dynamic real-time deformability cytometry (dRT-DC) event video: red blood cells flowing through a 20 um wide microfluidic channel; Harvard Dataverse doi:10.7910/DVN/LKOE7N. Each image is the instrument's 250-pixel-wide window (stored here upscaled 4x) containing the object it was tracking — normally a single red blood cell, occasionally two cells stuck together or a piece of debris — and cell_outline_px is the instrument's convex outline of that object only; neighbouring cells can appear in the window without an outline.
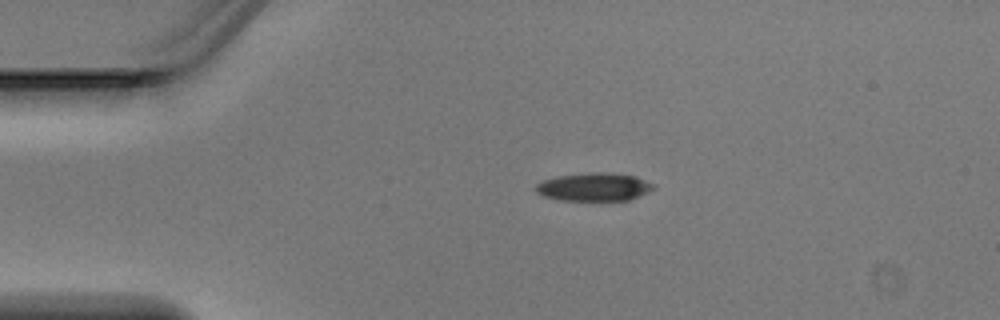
{"species": "Egyptian fruit bat (a non-hibernating species)", "species_latin": "Rousettus aegyptiacus", "temperature_condition": "warm", "stored_images_in_passage": 3, "camera_frame_rate_fps": 3000, "um_per_image_px": 0.085, "animal": {"sex": "male"}, "frame": {"image": 1, "passage_image": 2, "time_ms": 0.333, "image_size_px": [1000, 320], "cell_outline_px": [[656, 188], [648, 192], [628, 200], [560, 200], [544, 196], [536, 192], [536, 184], [540, 180], [556, 176], [592, 172], [612, 172], [636, 176], [656, 184]], "centroid_in_image_um": [50.51, 15.87], "position_along_channel_um": 34.5, "area_um2": 19.54}}